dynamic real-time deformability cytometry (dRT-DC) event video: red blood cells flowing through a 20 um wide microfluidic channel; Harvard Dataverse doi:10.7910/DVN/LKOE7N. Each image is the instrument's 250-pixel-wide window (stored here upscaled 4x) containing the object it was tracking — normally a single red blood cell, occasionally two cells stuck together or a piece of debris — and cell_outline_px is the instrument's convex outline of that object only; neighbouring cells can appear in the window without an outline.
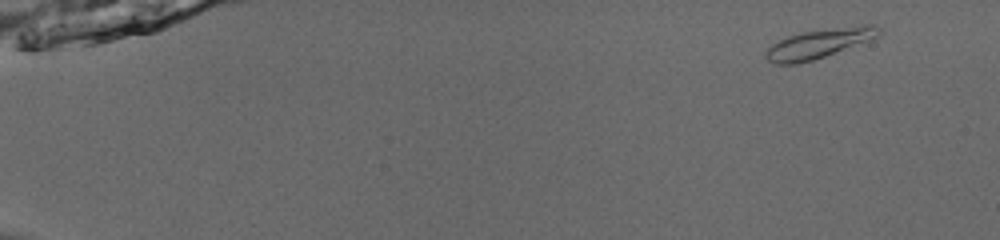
{"species": "common noctule bat (a hibernating species)", "species_latin": "Nyctalus noctula", "temperature_condition": "room temperature", "stored_images_in_passage": 53, "camera_frame_rate_fps": 3000, "um_per_image_px": 0.085, "animal": {"sex": "male", "body_mass_g": 13.0, "forearm_length_mm": 53.1}, "frame": {"image": 1, "passage_image": 3, "time_ms": 0.667, "image_size_px": [1000, 240], "cell_outline_px": [[880, 32], [876, 36], [824, 56], [812, 60], [796, 64], [776, 64], [768, 60], [764, 56], [764, 52], [772, 44], [788, 36], [800, 32], [864, 24], [876, 24], [880, 28]], "centroid_in_image_um": [69.54, 3.69], "position_along_channel_um": 15.5, "area_um2": 18.84}}
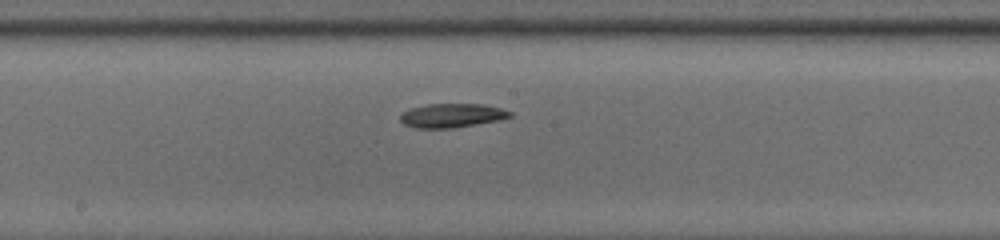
{"frame": {"image": 2, "passage_image": 30, "time_ms": 9.667, "image_size_px": [1000, 240], "cell_outline_px": [[512, 116], [500, 120], [452, 128], [416, 128], [404, 124], [400, 120], [400, 116], [408, 108], [428, 104], [484, 104], [500, 108], [512, 112]], "centroid_in_image_um": [38.41, 9.81], "position_along_channel_um": 209.8, "area_um2": 15.32}}
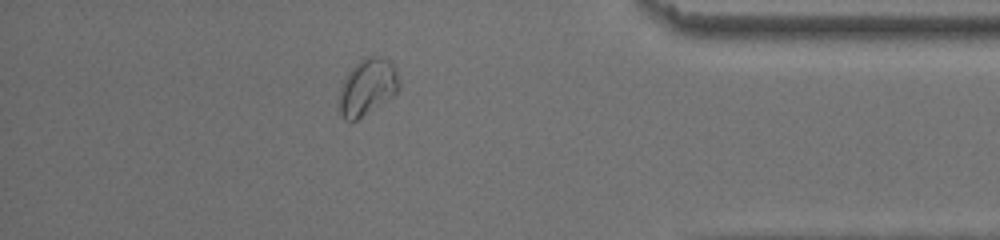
{"frame": {"image": 3, "passage_image": 47, "time_ms": 15.333, "image_size_px": [1000, 240], "cell_outline_px": [[400, 88], [392, 96], [356, 120], [344, 120], [340, 112], [336, 100], [344, 76], [364, 56], [380, 56], [388, 60], [396, 68], [400, 80]], "centroid_in_image_um": [31.2, 7.38], "position_along_channel_um": 404.0, "area_um2": 19.94}, "authors_computed_cell_mechanics": {"area_um2": 16.9354, "velocity_mm_per_s": 3.825, "shape_relaxation_time_tau1_ms": 8.8051, "shape_relaxation_time_tau2_ms": null, "deformation_change_tau1": 0.1132, "deformation_change_tau2": null}}